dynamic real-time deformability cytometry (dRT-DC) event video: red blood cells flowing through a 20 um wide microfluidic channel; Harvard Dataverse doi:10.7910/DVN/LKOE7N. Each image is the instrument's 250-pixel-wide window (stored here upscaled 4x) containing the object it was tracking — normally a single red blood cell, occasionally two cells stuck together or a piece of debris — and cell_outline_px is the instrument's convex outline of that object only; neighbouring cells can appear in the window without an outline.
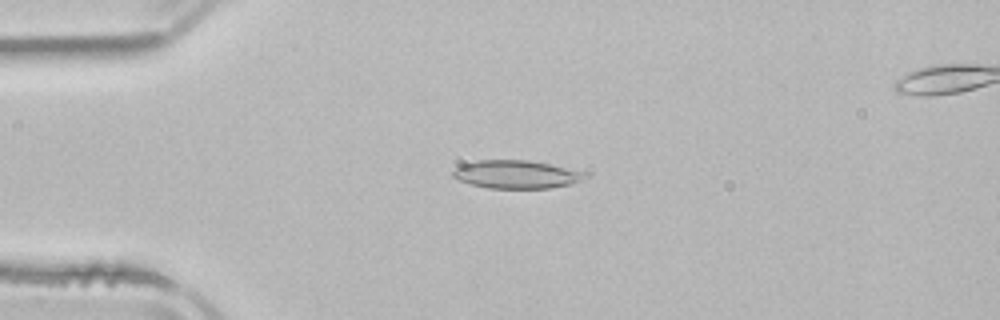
{"species": "common noctule bat (a hibernating species)", "species_latin": "Nyctalus noctula", "temperature_condition": "room temperature", "stored_images_in_passage": 3, "camera_frame_rate_fps": 3000, "um_per_image_px": 0.085, "animal": {"sex": "male", "body_mass_g": 21.5, "forearm_length_mm": 52.0}, "frame": {"image": 1, "passage_image": 2, "time_ms": 1.333, "image_size_px": [1000, 320], "cell_outline_px": [[588, 176], [572, 184], [548, 188], [488, 188], [456, 180], [452, 176], [452, 172], [456, 168], [464, 164], [476, 160], [528, 160], [548, 164], [584, 172]], "centroid_in_image_um": [43.85, 14.82], "position_along_channel_um": 41.2, "area_um2": 21.44}}